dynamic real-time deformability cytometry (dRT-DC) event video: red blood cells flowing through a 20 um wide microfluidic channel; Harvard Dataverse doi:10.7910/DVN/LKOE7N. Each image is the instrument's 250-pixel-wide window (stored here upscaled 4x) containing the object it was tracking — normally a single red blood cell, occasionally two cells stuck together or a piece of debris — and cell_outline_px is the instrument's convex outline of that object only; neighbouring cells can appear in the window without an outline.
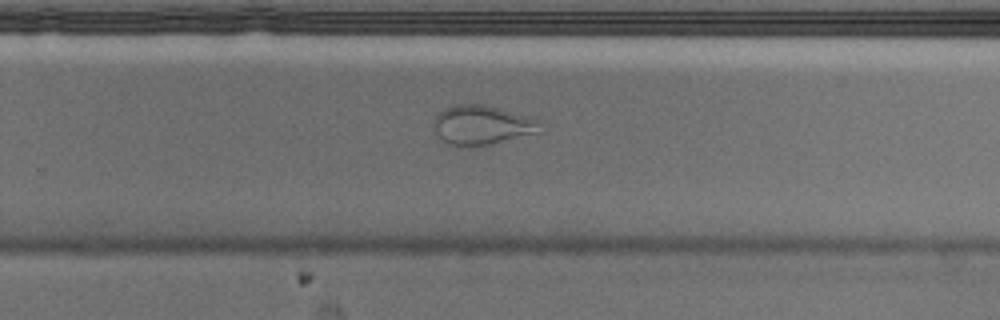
{"species": "Egyptian fruit bat (a non-hibernating species)", "species_latin": "Rousettus aegyptiacus", "temperature_condition": "cold", "stored_images_in_passage": 37, "camera_frame_rate_fps": 3000, "um_per_image_px": 0.085, "animal": {"sex": "male"}, "frame": {"image": 1, "passage_image": 27, "time_ms": 8.667, "image_size_px": [1000, 320], "cell_outline_px": [[544, 132], [488, 144], [468, 148], [452, 144], [444, 140], [436, 132], [432, 124], [432, 120], [436, 112], [444, 108], [456, 104], [484, 104], [528, 116], [540, 120]], "centroid_in_image_um": [40.98, 10.62], "position_along_channel_um": 288.8, "area_um2": 24.8}}